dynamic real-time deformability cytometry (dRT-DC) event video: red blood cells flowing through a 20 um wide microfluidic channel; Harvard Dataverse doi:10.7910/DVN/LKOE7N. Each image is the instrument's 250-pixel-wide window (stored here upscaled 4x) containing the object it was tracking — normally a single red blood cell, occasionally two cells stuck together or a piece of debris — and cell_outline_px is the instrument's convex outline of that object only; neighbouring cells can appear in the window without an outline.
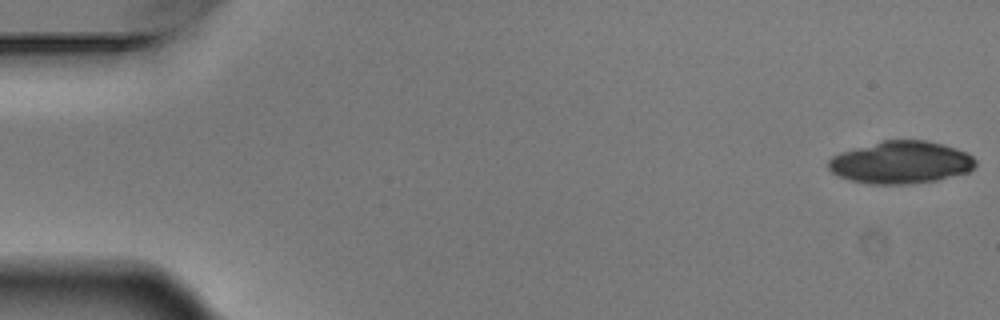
{"species": "Egyptian fruit bat (a non-hibernating species)", "species_latin": "Rousettus aegyptiacus", "temperature_condition": "warm", "stored_images_in_passage": 4, "camera_frame_rate_fps": 3000, "um_per_image_px": 0.085, "animal": {"sex": "male"}, "frame": {"image": 1, "passage_image": 1, "time_ms": 0.0, "image_size_px": [1000, 320], "cell_outline_px": [[976, 164], [968, 172], [936, 180], [908, 184], [868, 184], [848, 180], [832, 172], [828, 168], [828, 160], [832, 156], [840, 152], [884, 140], [924, 140], [944, 144], [968, 152], [976, 160]], "centroid_in_image_um": [76.57, 13.8], "position_along_channel_um": 8.4, "area_um2": 36.41}}